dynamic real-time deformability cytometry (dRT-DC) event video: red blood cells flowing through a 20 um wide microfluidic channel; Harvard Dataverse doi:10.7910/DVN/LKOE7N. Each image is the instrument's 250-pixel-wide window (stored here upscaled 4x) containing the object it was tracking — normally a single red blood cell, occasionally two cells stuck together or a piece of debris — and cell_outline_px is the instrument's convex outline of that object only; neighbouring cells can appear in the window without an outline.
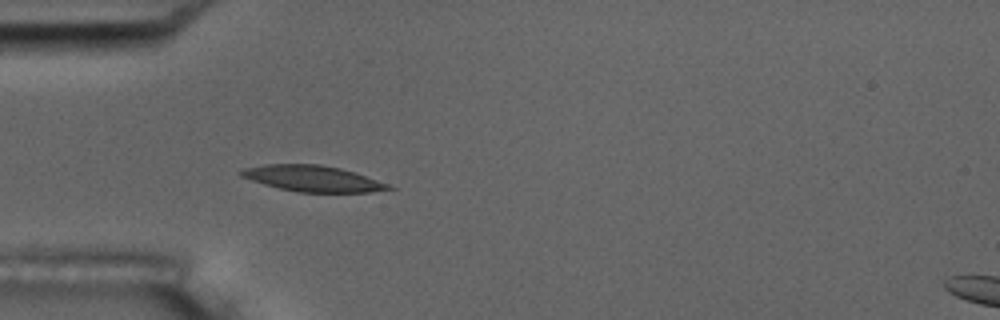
{"species": "common noctule bat (a hibernating species)", "species_latin": "Nyctalus noctula", "temperature_condition": "room temperature", "stored_images_in_passage": 5, "camera_frame_rate_fps": 3000, "um_per_image_px": 0.085, "animal": {"sex": "male", "body_mass_g": 17.5, "forearm_length_mm": 52.3}, "frame": {"image": 1, "passage_image": 5, "time_ms": 1.333, "image_size_px": [1000, 320], "cell_outline_px": [[396, 188], [372, 192], [296, 192], [264, 184], [240, 176], [240, 172], [244, 168], [264, 164], [320, 164], [340, 168], [356, 172], [388, 184]], "centroid_in_image_um": [26.6, 15.17], "position_along_channel_um": 58.4, "area_um2": 22.25}}